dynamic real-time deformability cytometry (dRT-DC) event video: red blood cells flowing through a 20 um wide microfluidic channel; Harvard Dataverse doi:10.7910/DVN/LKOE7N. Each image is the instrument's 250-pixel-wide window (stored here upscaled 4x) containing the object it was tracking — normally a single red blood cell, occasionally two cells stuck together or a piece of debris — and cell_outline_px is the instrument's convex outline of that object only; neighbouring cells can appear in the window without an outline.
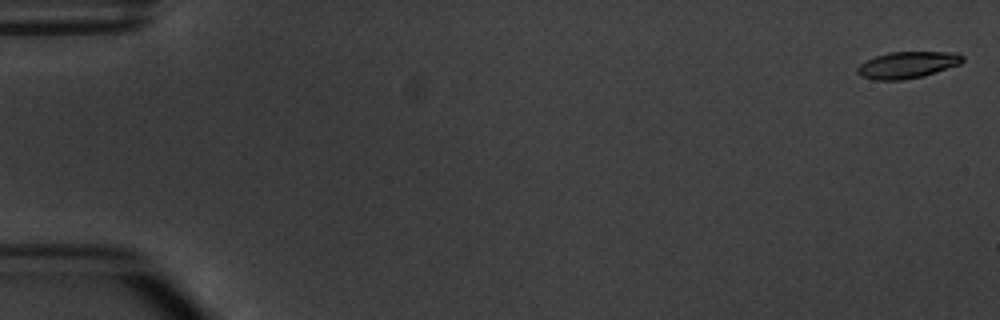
{"species": "common noctule bat (a hibernating species)", "species_latin": "Nyctalus noctula", "temperature_condition": "warm", "stored_images_in_passage": 6, "camera_frame_rate_fps": 3000, "um_per_image_px": 0.085, "animal": {"sex": "male", "body_mass_g": 20.1, "forearm_length_mm": 53.5}, "frame": {"image": 1, "passage_image": 1, "time_ms": 0.0, "image_size_px": [1000, 320], "cell_outline_px": [[964, 60], [960, 64], [924, 76], [900, 80], [876, 80], [860, 76], [856, 72], [856, 68], [860, 64], [876, 56], [888, 52], [956, 52], [964, 56]], "centroid_in_image_um": [77.13, 5.52], "position_along_channel_um": 7.9, "area_um2": 16.36}}